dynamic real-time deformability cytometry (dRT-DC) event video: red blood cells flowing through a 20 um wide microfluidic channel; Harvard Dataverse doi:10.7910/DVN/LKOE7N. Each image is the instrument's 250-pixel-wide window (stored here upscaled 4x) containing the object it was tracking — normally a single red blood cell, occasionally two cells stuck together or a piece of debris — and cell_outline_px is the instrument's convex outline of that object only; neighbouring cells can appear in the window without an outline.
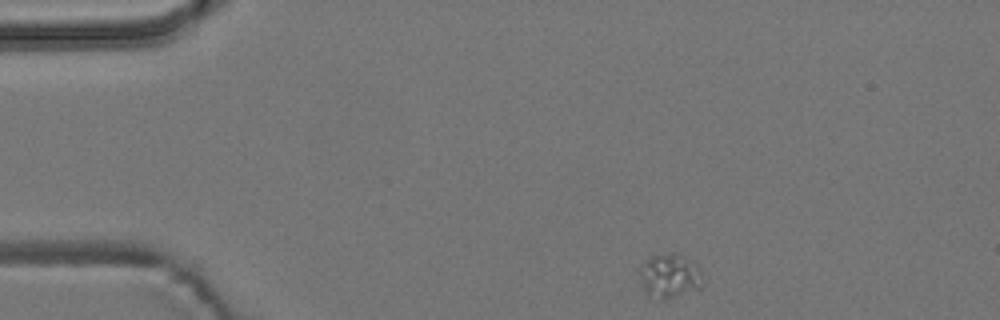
{"species": "common noctule bat (a hibernating species)", "species_latin": "Nyctalus noctula", "temperature_condition": "room temperature", "stored_images_in_passage": 3, "camera_frame_rate_fps": 3000, "um_per_image_px": 0.085, "animal": {"sex": "male", "body_mass_g": 19.2, "forearm_length_mm": 51.8}, "frame": {"image": 1, "passage_image": 1, "time_ms": 0.0, "image_size_px": [1000, 320], "cell_outline_px": [[704, 284], [700, 288], [676, 296], [660, 300], [648, 296], [644, 292], [640, 276], [640, 268], [644, 260], [652, 256], [684, 256], [696, 264], [700, 272]], "centroid_in_image_um": [56.9, 23.51], "position_along_channel_um": 28.1, "area_um2": 15.84}}